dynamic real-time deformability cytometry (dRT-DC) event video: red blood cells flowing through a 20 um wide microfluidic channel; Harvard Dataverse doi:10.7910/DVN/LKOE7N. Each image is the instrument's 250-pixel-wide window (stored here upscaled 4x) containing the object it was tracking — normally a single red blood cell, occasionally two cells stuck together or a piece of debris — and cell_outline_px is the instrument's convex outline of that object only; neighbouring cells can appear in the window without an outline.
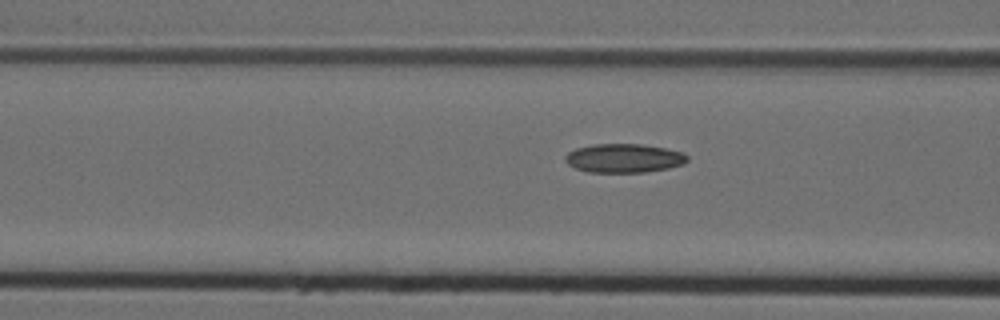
{"species": "Egyptian fruit bat (a non-hibernating species)", "species_latin": "Rousettus aegyptiacus", "temperature_condition": "cold", "stored_images_in_passage": 5, "segment_of_instrument_passage": [2, 2], "camera_frame_rate_fps": 3000, "um_per_image_px": 0.085, "animal": {"sex": "female"}, "frame": {"image": 1, "passage_image": 5, "time_ms": 1.333, "image_size_px": [1000, 320], "cell_outline_px": [[688, 160], [684, 164], [668, 168], [644, 172], [588, 172], [576, 168], [568, 164], [564, 160], [564, 156], [568, 152], [576, 148], [592, 144], [640, 144], [664, 148], [684, 152], [688, 156]], "centroid_in_image_um": [53.03, 13.44], "position_along_channel_um": 113.6, "area_um2": 20.58}}